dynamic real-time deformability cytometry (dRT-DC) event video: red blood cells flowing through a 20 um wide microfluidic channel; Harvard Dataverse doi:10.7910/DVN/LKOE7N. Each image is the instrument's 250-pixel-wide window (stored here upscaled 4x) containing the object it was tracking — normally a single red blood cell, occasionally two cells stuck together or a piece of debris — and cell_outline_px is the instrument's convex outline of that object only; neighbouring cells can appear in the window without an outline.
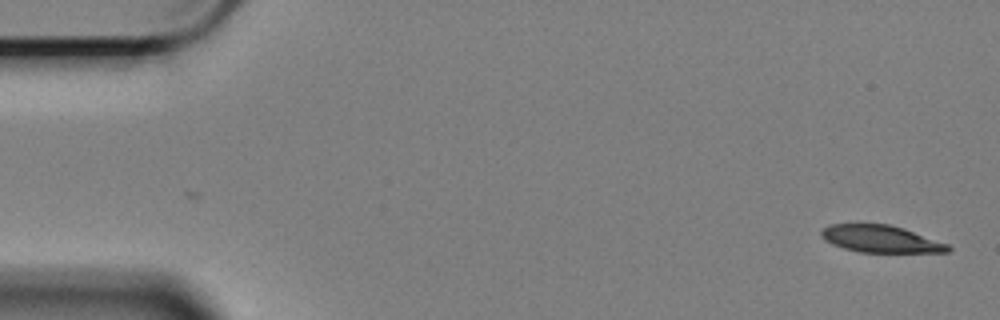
{"species": "Egyptian fruit bat (a non-hibernating species)", "species_latin": "Rousettus aegyptiacus", "temperature_condition": "cold", "stored_images_in_passage": 58, "camera_frame_rate_fps": 3000, "um_per_image_px": 0.085, "animal": {"sex": "female"}, "frame": {"image": 1, "passage_image": 1, "time_ms": 0.0, "image_size_px": [1000, 320], "cell_outline_px": [[952, 248], [948, 252], [860, 252], [844, 248], [832, 244], [824, 240], [820, 236], [820, 232], [828, 224], [888, 224], [904, 228], [948, 244]], "centroid_in_image_um": [74.84, 20.3], "position_along_channel_um": 10.2, "area_um2": 20.0}}
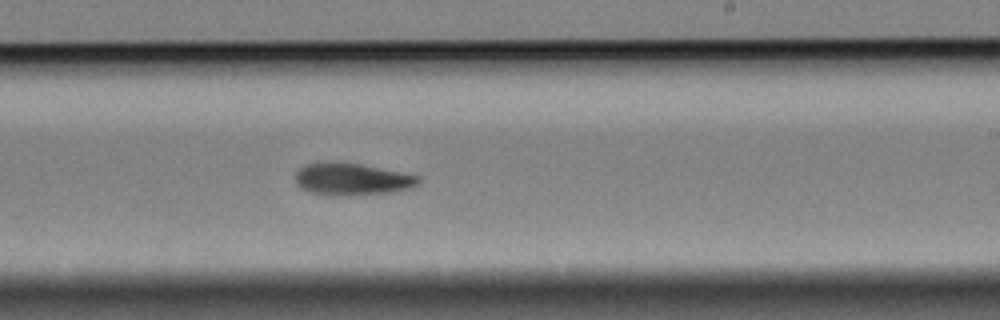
{"frame": {"image": 2, "passage_image": 34, "time_ms": 11.0, "image_size_px": [1000, 320], "cell_outline_px": [[420, 180], [416, 184], [408, 188], [392, 192], [340, 196], [336, 196], [308, 192], [300, 188], [296, 184], [296, 172], [304, 164], [340, 160], [420, 176]], "centroid_in_image_um": [29.84, 15.21], "position_along_channel_um": 259.2, "area_um2": 23.18}}
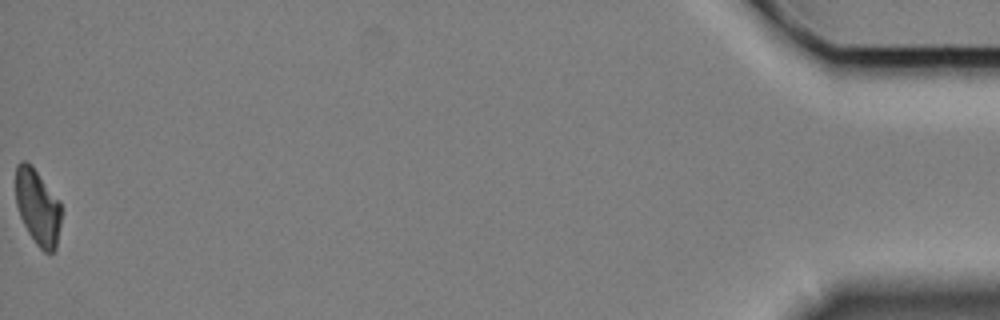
{"frame": {"image": 3, "passage_image": 58, "time_ms": 19.0, "image_size_px": [1000, 320], "cell_outline_px": [[60, 224], [56, 248], [52, 252], [44, 252], [36, 244], [28, 232], [20, 216], [16, 204], [16, 164], [20, 160], [24, 160], [32, 164], [60, 200]], "centroid_in_image_um": [3.2, 17.55], "position_along_channel_um": 432.0, "area_um2": 20.23}, "authors_computed_cell_mechanics": {"area_um2": 22.3397, "velocity_mm_per_s": 3.3747, "shape_relaxation_time_tau1_ms": 4.7849, "shape_relaxation_time_tau2_ms": null, "deformation_change_tau1": 0.1355, "deformation_change_tau2": null}}